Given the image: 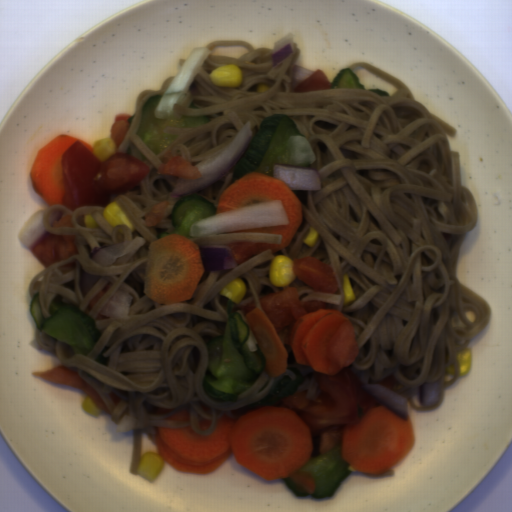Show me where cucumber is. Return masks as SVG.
Here are the masks:
<instances>
[{"label": "cucumber", "instance_id": "obj_5", "mask_svg": "<svg viewBox=\"0 0 512 512\" xmlns=\"http://www.w3.org/2000/svg\"><path fill=\"white\" fill-rule=\"evenodd\" d=\"M217 214L213 203L200 195H189L177 200L171 210L170 218L173 226L171 232H161L158 240L170 235H182L192 238L189 230L196 221Z\"/></svg>", "mask_w": 512, "mask_h": 512}, {"label": "cucumber", "instance_id": "obj_1", "mask_svg": "<svg viewBox=\"0 0 512 512\" xmlns=\"http://www.w3.org/2000/svg\"><path fill=\"white\" fill-rule=\"evenodd\" d=\"M233 303L229 298V317L223 335L206 344L208 357L202 388L211 399L223 402H235L267 366L266 356L259 347L256 352L248 348L250 329L242 316L233 311Z\"/></svg>", "mask_w": 512, "mask_h": 512}, {"label": "cucumber", "instance_id": "obj_2", "mask_svg": "<svg viewBox=\"0 0 512 512\" xmlns=\"http://www.w3.org/2000/svg\"><path fill=\"white\" fill-rule=\"evenodd\" d=\"M316 155L306 135L288 115L262 121L257 133L234 169L233 181L251 172L274 178L273 165L311 166Z\"/></svg>", "mask_w": 512, "mask_h": 512}, {"label": "cucumber", "instance_id": "obj_6", "mask_svg": "<svg viewBox=\"0 0 512 512\" xmlns=\"http://www.w3.org/2000/svg\"><path fill=\"white\" fill-rule=\"evenodd\" d=\"M303 376H298L294 381L280 379L272 383L265 398L253 405H275L278 401L291 396L303 383Z\"/></svg>", "mask_w": 512, "mask_h": 512}, {"label": "cucumber", "instance_id": "obj_7", "mask_svg": "<svg viewBox=\"0 0 512 512\" xmlns=\"http://www.w3.org/2000/svg\"><path fill=\"white\" fill-rule=\"evenodd\" d=\"M334 88H356L365 90L364 85L359 83L357 75L349 68L341 70L330 83V89Z\"/></svg>", "mask_w": 512, "mask_h": 512}, {"label": "cucumber", "instance_id": "obj_8", "mask_svg": "<svg viewBox=\"0 0 512 512\" xmlns=\"http://www.w3.org/2000/svg\"><path fill=\"white\" fill-rule=\"evenodd\" d=\"M108 347L109 346H104L103 349L101 350V352L98 354V356L95 359L99 364H102L104 366H108L109 359H110V356L104 357V354L107 351Z\"/></svg>", "mask_w": 512, "mask_h": 512}, {"label": "cucumber", "instance_id": "obj_3", "mask_svg": "<svg viewBox=\"0 0 512 512\" xmlns=\"http://www.w3.org/2000/svg\"><path fill=\"white\" fill-rule=\"evenodd\" d=\"M29 310L37 330L65 343L74 354L87 356L102 334L89 314L62 300H52L50 317L44 318L39 292L31 299Z\"/></svg>", "mask_w": 512, "mask_h": 512}, {"label": "cucumber", "instance_id": "obj_4", "mask_svg": "<svg viewBox=\"0 0 512 512\" xmlns=\"http://www.w3.org/2000/svg\"><path fill=\"white\" fill-rule=\"evenodd\" d=\"M163 95H151L141 111L140 125L136 134L154 155L165 150L179 135L164 132L166 128H196L210 122L205 116H180L157 118L154 111Z\"/></svg>", "mask_w": 512, "mask_h": 512}, {"label": "cucumber", "instance_id": "obj_9", "mask_svg": "<svg viewBox=\"0 0 512 512\" xmlns=\"http://www.w3.org/2000/svg\"><path fill=\"white\" fill-rule=\"evenodd\" d=\"M371 93L377 95V96H381V97H387V96H390L388 92H386L385 90H382L380 88H372V89H368Z\"/></svg>", "mask_w": 512, "mask_h": 512}]
</instances>
